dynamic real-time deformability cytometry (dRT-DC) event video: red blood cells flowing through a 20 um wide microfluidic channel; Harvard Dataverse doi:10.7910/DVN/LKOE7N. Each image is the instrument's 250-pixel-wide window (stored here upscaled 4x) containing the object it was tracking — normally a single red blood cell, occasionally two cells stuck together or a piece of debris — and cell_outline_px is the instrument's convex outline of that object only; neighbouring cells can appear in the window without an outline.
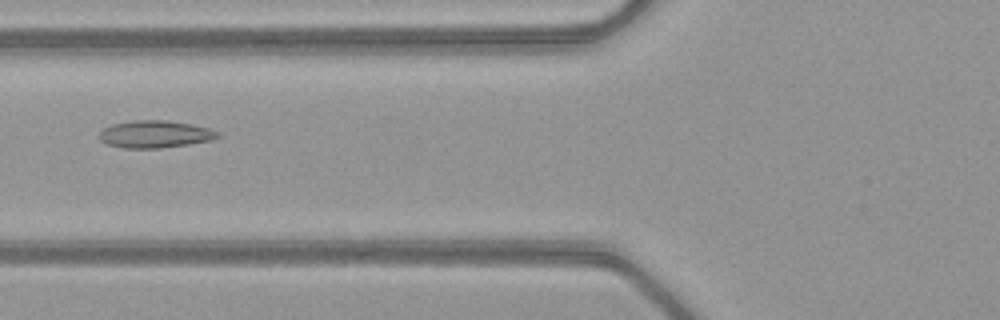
{"species": "common noctule bat (a hibernating species)", "species_latin": "Nyctalus noctula", "temperature_condition": "warm", "stored_images_in_passage": 51, "camera_frame_rate_fps": 3000, "um_per_image_px": 0.085, "animal": {"sex": "female", "body_mass_g": 21.9}, "frame": {"image": 1, "passage_image": 21, "time_ms": 6.667, "image_size_px": [1000, 320], "cell_outline_px": [[220, 136], [212, 140], [188, 144], [160, 148], [124, 148], [108, 144], [100, 140], [96, 136], [104, 128], [112, 124], [132, 120], [168, 120], [192, 124], [208, 128], [220, 132]], "centroid_in_image_um": [13.17, 11.4], "position_along_channel_um": 112.6, "area_um2": 18.96}}
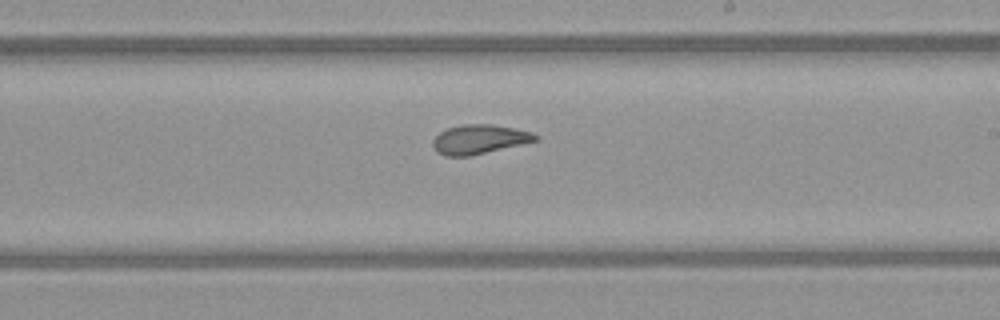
{"frame": {"image": 2, "passage_image": 31, "time_ms": 10.0, "image_size_px": [1000, 320], "cell_outline_px": [[540, 140], [468, 156], [444, 156], [436, 152], [432, 144], [432, 140], [440, 132], [448, 128], [464, 124], [492, 124], [516, 128], [532, 132], [540, 136]], "centroid_in_image_um": [40.76, 11.83], "position_along_channel_um": 248.2, "area_um2": 17.57}}
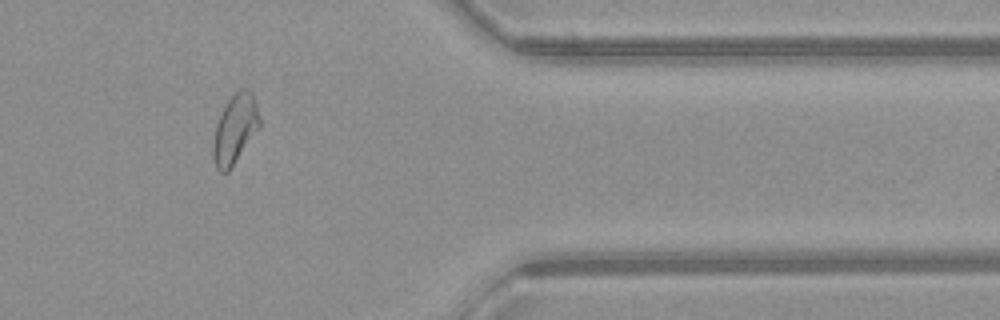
{"frame": {"image": 3, "passage_image": 43, "time_ms": 14.0, "image_size_px": [1000, 320], "cell_outline_px": [[260, 128], [228, 172], [220, 172], [216, 168], [212, 156], [212, 144], [216, 124], [228, 100], [240, 88], [244, 88], [252, 92], [256, 104], [260, 120]], "centroid_in_image_um": [19.97, 11.0], "position_along_channel_um": 391.4, "area_um2": 18.67}, "authors_computed_cell_mechanics": {"area_um2": 19.4208, "velocity_mm_per_s": 4.0526, "shape_relaxation_time_tau1_ms": null, "shape_relaxation_time_tau2_ms": 1.6308, "deformation_change_tau1": null, "deformation_change_tau2": 0.0745}}